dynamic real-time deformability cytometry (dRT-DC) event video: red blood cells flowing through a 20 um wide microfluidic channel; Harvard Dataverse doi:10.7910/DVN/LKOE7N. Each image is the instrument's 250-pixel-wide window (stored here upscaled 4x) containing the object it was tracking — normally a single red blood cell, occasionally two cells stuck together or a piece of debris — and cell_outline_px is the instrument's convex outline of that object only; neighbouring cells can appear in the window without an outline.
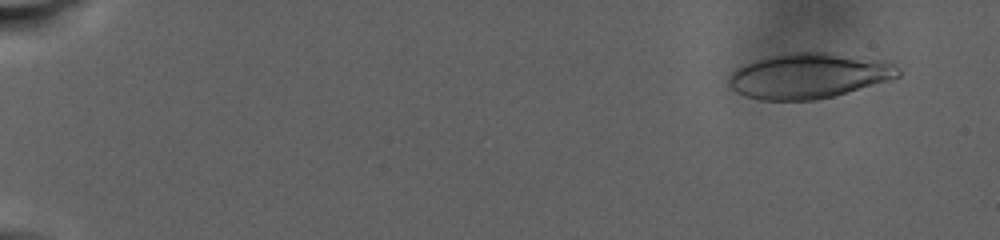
{"species": "human", "species_latin": "Homo sapiens", "temperature_condition": "warm", "stored_images_in_passage": 39, "camera_frame_rate_fps": 3000, "um_per_image_px": 0.085, "donor": {"sex": "male"}, "frame": {"image": 1, "passage_image": 3, "time_ms": 2.0, "image_size_px": [1000, 240], "cell_outline_px": [[900, 76], [888, 80], [832, 96], [816, 100], [760, 100], [744, 96], [736, 92], [728, 84], [728, 76], [736, 68], [744, 64], [756, 60], [772, 56], [796, 52], [828, 52], [896, 60], [900, 68]], "centroid_in_image_um": [68.82, 6.42], "position_along_channel_um": 16.2, "area_um2": 45.2}}
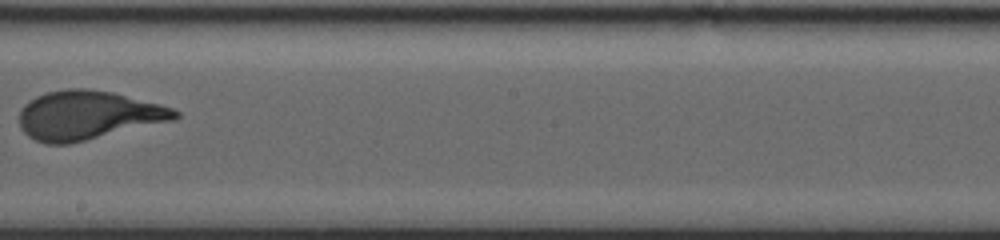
{"frame": {"image": 2, "passage_image": 24, "time_ms": 20.333, "image_size_px": [1000, 240], "cell_outline_px": [[180, 116], [176, 120], [68, 144], [44, 144], [28, 136], [20, 128], [20, 112], [24, 104], [28, 100], [36, 96], [48, 92], [68, 88], [88, 88], [112, 92], [160, 104], [172, 108], [180, 112]], "centroid_in_image_um": [7.48, 9.79], "position_along_channel_um": 240.7, "area_um2": 44.45}}
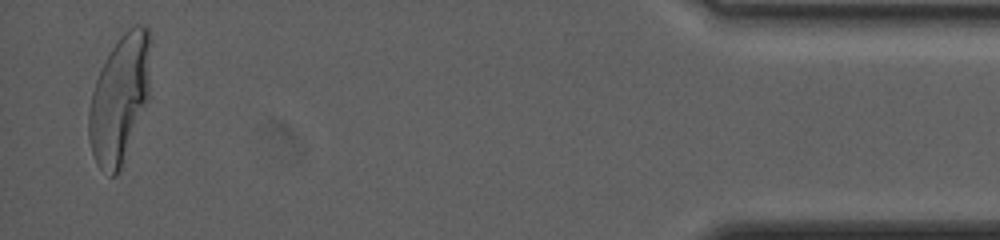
{"frame": {"image": 3, "passage_image": 39, "time_ms": 32.0, "image_size_px": [1000, 240], "cell_outline_px": [[148, 100], [120, 172], [116, 176], [112, 176], [100, 168], [96, 164], [88, 140], [88, 112], [92, 92], [100, 68], [104, 60], [120, 36], [128, 28], [136, 24], [144, 24], [148, 28]], "centroid_in_image_um": [10.13, 8.45], "position_along_channel_um": 425.1, "area_um2": 45.66}, "authors_computed_cell_mechanics": {"area_um2": 43.639, "velocity_mm_per_s": 2.1608, "shape_relaxation_time_tau1_ms": 8.5138, "shape_relaxation_time_tau2_ms": null, "deformation_change_tau1": 0.2447, "deformation_change_tau2": null}}